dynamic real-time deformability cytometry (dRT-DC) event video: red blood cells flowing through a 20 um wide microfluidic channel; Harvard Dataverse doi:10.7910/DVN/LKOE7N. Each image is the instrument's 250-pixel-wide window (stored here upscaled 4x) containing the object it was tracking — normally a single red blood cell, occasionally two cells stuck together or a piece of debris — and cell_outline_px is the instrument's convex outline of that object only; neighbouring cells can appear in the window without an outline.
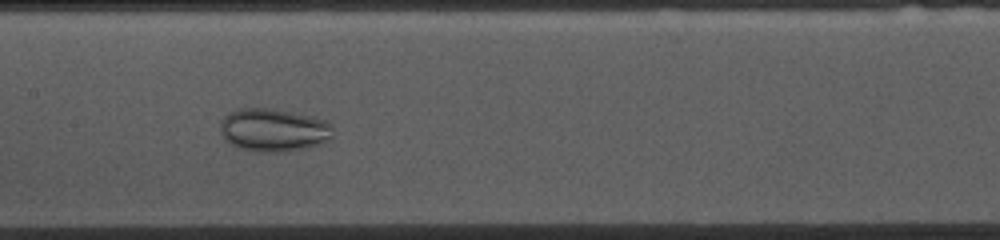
{"species": "common noctule bat (a hibernating species)", "species_latin": "Nyctalus noctula", "temperature_condition": "cold", "stored_images_in_passage": 45, "camera_frame_rate_fps": 3000, "um_per_image_px": 0.085, "animal": {"sex": "female", "body_mass_g": 10.0, "forearm_length_mm": 53.1}, "frame": {"image": 1, "passage_image": 16, "time_ms": 5.0, "image_size_px": [1000, 240], "cell_outline_px": [[332, 136], [328, 140], [320, 144], [300, 148], [276, 152], [256, 152], [232, 144], [224, 136], [220, 128], [220, 124], [224, 116], [240, 108], [272, 108], [312, 116], [328, 120], [332, 124]], "centroid_in_image_um": [23.29, 11.03], "position_along_channel_um": 184.1, "area_um2": 27.92}}
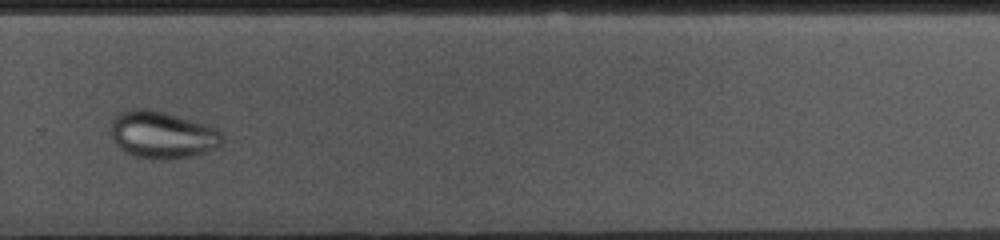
{"frame": {"image": 2, "passage_image": 27, "time_ms": 8.667, "image_size_px": [1000, 240], "cell_outline_px": [[224, 144], [216, 148], [192, 156], [164, 160], [160, 160], [136, 156], [124, 152], [112, 140], [108, 124], [112, 116], [128, 108], [152, 108], [208, 124], [220, 128], [224, 136]], "centroid_in_image_um": [13.78, 11.42], "position_along_channel_um": 316.0, "area_um2": 31.79}}
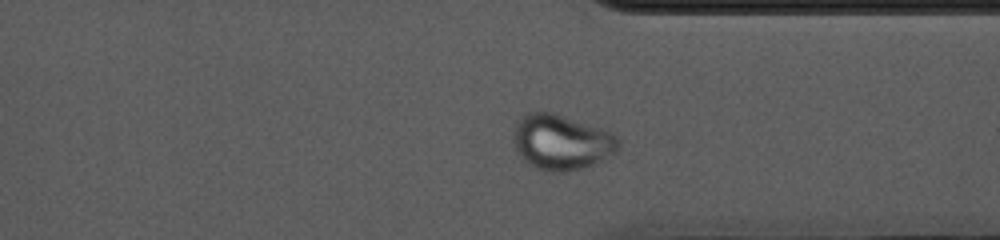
{"frame": {"image": 3, "passage_image": 31, "time_ms": 10.0, "image_size_px": [1000, 240], "cell_outline_px": [[620, 148], [616, 156], [588, 168], [564, 172], [548, 172], [536, 168], [528, 164], [516, 152], [512, 140], [512, 128], [528, 112], [552, 112], [604, 128], [612, 132], [616, 136], [620, 144]], "centroid_in_image_um": [47.78, 12.12], "position_along_channel_um": 363.6, "area_um2": 34.97}}